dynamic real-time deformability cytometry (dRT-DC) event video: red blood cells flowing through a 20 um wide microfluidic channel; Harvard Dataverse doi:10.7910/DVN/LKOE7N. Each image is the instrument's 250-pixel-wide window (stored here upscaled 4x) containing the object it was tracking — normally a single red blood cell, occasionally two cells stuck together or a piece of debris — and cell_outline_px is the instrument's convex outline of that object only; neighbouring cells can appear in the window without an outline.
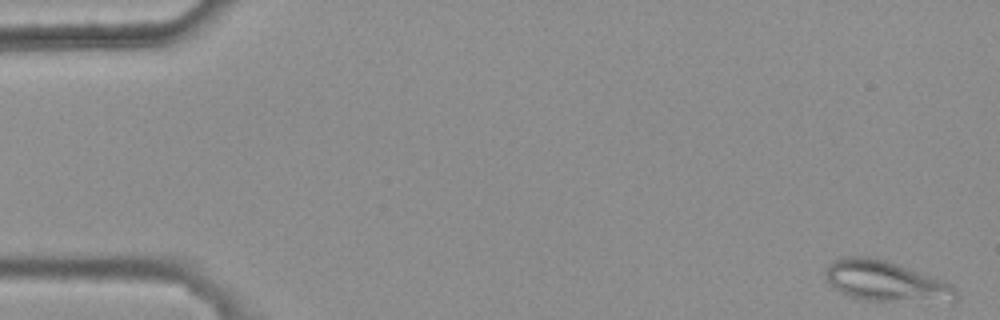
{"species": "common noctule bat (a hibernating species)", "species_latin": "Nyctalus noctula", "temperature_condition": "warm", "stored_images_in_passage": 5, "camera_frame_rate_fps": 3000, "um_per_image_px": 0.085, "animal": {"sex": "female", "body_mass_g": 25.1}, "frame": {"image": 1, "passage_image": 1, "time_ms": 0.0, "image_size_px": [1000, 320], "cell_outline_px": [[960, 300], [868, 300], [848, 296], [832, 288], [824, 276], [824, 272], [828, 264], [844, 256], [868, 256], [884, 260], [896, 264], [952, 284], [960, 292]], "centroid_in_image_um": [75.23, 23.89], "position_along_channel_um": 9.8, "area_um2": 30.29}}